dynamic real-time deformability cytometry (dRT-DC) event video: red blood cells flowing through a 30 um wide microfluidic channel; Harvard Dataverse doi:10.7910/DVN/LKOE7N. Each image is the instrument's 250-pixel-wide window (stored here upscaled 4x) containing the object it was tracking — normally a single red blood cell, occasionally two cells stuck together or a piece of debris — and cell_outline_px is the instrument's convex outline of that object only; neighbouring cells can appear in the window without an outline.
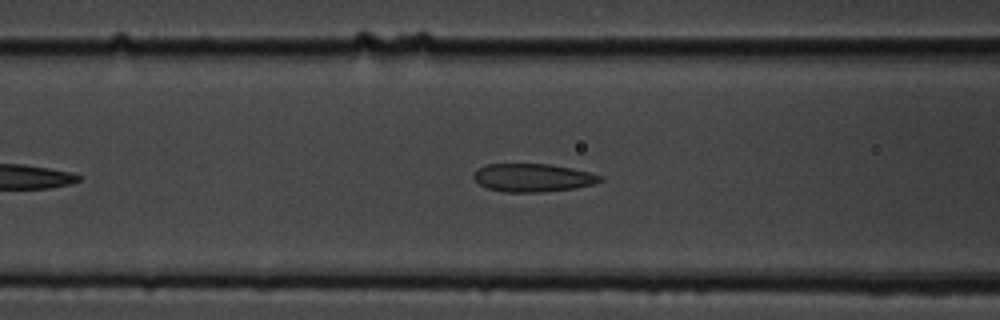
{"species": "common noctule bat (a hibernating species)", "species_latin": "Nyctalus noctula", "temperature_condition": "cold", "stored_images_in_passage": 42, "camera_frame_rate_fps": 3000, "um_per_image_px": 0.085, "animal": {"sex": "male", "body_mass_g": 19.5, "forearm_length_mm": 54.6}, "frame": {"image": 1, "passage_image": 12, "time_ms": 3.667, "image_size_px": [1000, 320], "cell_outline_px": [[604, 180], [592, 184], [572, 188], [540, 192], [504, 192], [488, 188], [480, 184], [472, 176], [472, 172], [488, 164], [548, 164], [572, 168], [604, 176]], "centroid_in_image_um": [45.28, 15.1], "position_along_channel_um": 121.3, "area_um2": 20.58}}
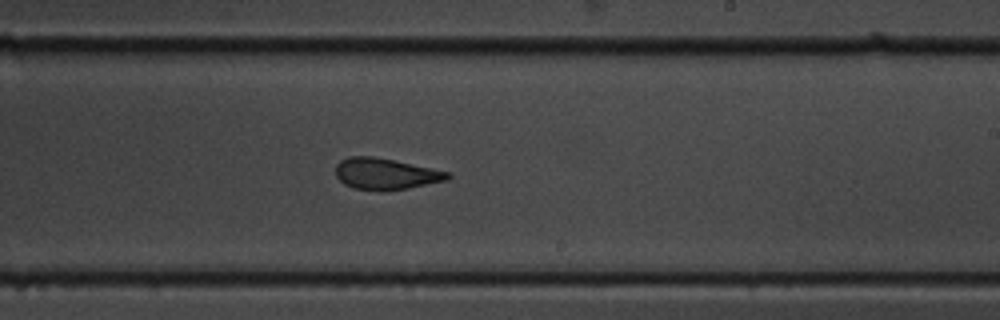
{"frame": {"image": 2, "passage_image": 23, "time_ms": 7.333, "image_size_px": [1000, 320], "cell_outline_px": [[452, 176], [448, 180], [408, 188], [380, 192], [352, 188], [344, 184], [336, 176], [336, 164], [340, 160], [348, 156], [376, 156], [448, 172]], "centroid_in_image_um": [32.74, 14.79], "position_along_channel_um": 256.3, "area_um2": 20.63}}
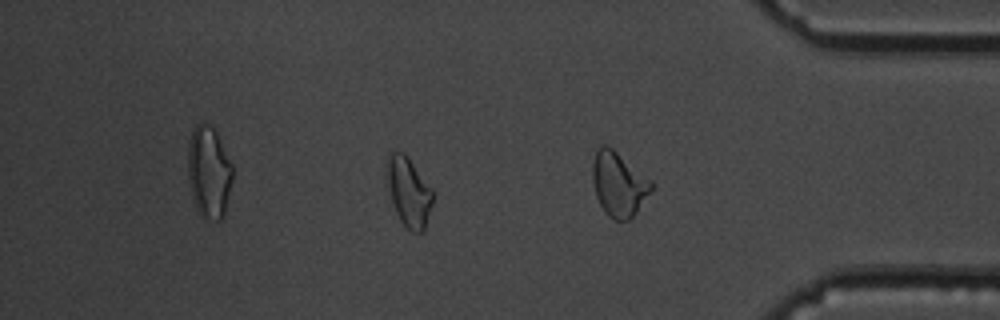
{"frame": {"image": 3, "passage_image": 34, "time_ms": 11.0, "image_size_px": [1000, 320], "cell_outline_px": [[432, 204], [424, 232], [412, 232], [400, 220], [396, 212], [384, 184], [384, 176], [388, 156], [392, 152], [404, 152], [408, 156], [432, 188]], "centroid_in_image_um": [34.69, 16.28], "position_along_channel_um": 400.5, "area_um2": 19.02}, "authors_computed_cell_mechanics": {"area_um2": 20.8658, "velocity_mm_per_s": 3.6836, "shape_relaxation_time_tau1_ms": 3.6866, "shape_relaxation_time_tau2_ms": 1.766, "deformation_change_tau1": 0.1011, "deformation_change_tau2": 0.0746}}